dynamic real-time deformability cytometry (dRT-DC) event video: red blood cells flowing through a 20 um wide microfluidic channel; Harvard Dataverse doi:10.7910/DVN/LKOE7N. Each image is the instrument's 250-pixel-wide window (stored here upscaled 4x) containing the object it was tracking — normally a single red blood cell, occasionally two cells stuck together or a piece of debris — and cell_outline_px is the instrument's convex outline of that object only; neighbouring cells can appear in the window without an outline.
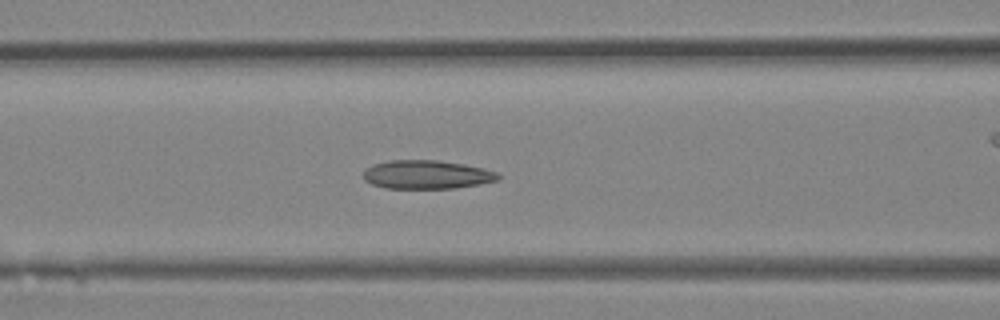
{"species": "Egyptian fruit bat (a non-hibernating species)", "species_latin": "Rousettus aegyptiacus", "temperature_condition": "room temperature", "stored_images_in_passage": 34, "camera_frame_rate_fps": 3000, "um_per_image_px": 0.085, "animal": {"sex": "female"}, "frame": {"image": 1, "passage_image": 13, "time_ms": 4.0, "image_size_px": [1000, 320], "cell_outline_px": [[500, 180], [480, 184], [456, 188], [384, 188], [372, 184], [364, 180], [364, 168], [372, 164], [388, 160], [440, 160], [464, 164], [484, 168], [500, 172]], "centroid_in_image_um": [36.3, 14.83], "position_along_channel_um": 130.3, "area_um2": 22.83}}
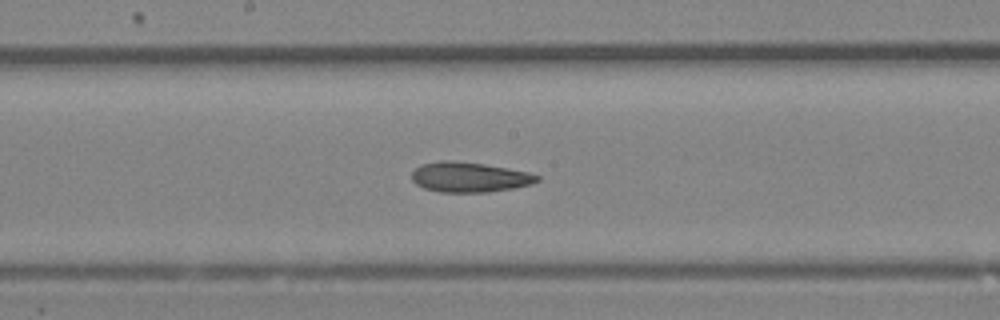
{"frame": {"image": 2, "passage_image": 17, "time_ms": 5.333, "image_size_px": [1000, 320], "cell_outline_px": [[540, 180], [532, 184], [512, 188], [488, 192], [440, 192], [424, 188], [416, 184], [412, 180], [412, 172], [420, 164], [440, 160], [452, 160], [484, 164], [508, 168], [528, 172], [540, 176]], "centroid_in_image_um": [39.89, 15.05], "position_along_channel_um": 208.3, "area_um2": 22.02}}
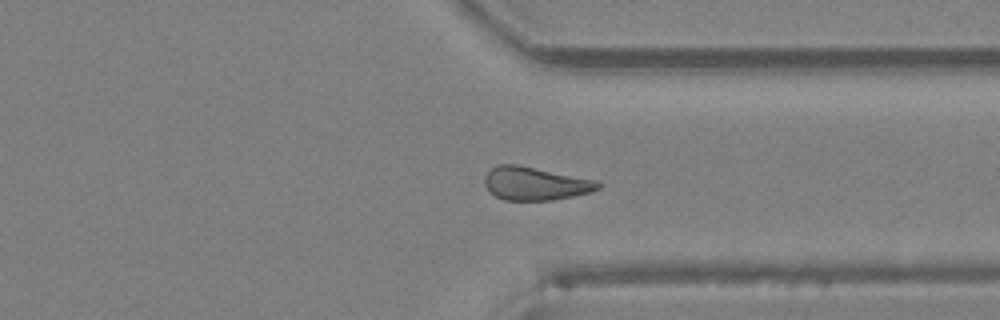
{"frame": {"image": 3, "passage_image": 25, "time_ms": 8.0, "image_size_px": [1000, 320], "cell_outline_px": [[604, 184], [600, 188], [588, 192], [572, 196], [552, 200], [504, 200], [488, 192], [484, 184], [484, 176], [496, 164], [516, 164], [600, 180]], "centroid_in_image_um": [45.51, 15.59], "position_along_channel_um": 365.9, "area_um2": 22.25}}